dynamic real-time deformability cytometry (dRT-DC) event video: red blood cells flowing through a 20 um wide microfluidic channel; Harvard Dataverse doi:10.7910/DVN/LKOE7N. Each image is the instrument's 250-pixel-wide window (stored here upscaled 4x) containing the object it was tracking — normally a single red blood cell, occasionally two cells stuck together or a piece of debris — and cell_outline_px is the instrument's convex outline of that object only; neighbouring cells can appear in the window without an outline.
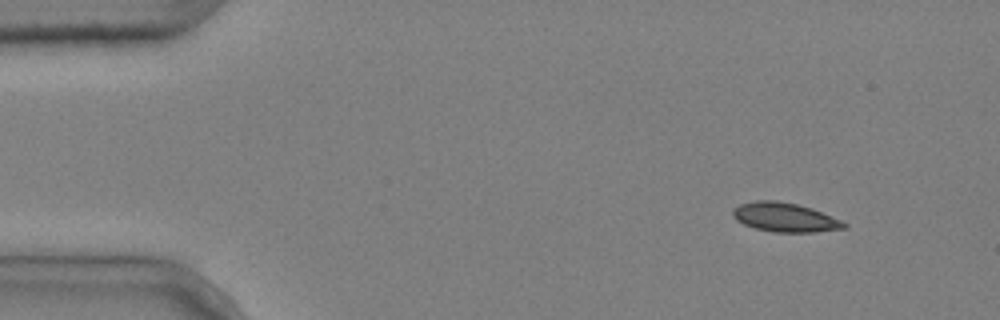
{"species": "common noctule bat (a hibernating species)", "species_latin": "Nyctalus noctula", "temperature_condition": "cold", "stored_images_in_passage": 8, "camera_frame_rate_fps": 3000, "um_per_image_px": 0.085, "animal": {"sex": "male", "body_mass_g": 20.4}, "frame": {"image": 1, "passage_image": 1, "time_ms": 0.0, "image_size_px": [1000, 320], "cell_outline_px": [[848, 228], [816, 232], [772, 232], [756, 228], [744, 224], [736, 220], [732, 216], [732, 208], [740, 204], [756, 200], [776, 200], [796, 204], [812, 208], [840, 220], [848, 224]], "centroid_in_image_um": [66.7, 18.47], "position_along_channel_um": 18.3, "area_um2": 18.96}}
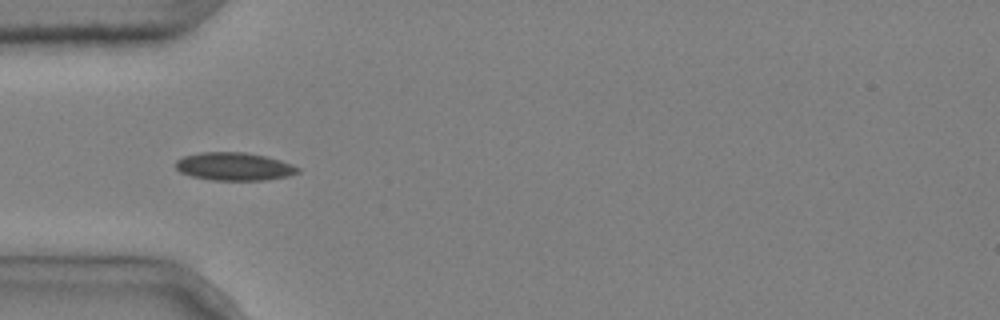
{"frame": {"image": 2, "passage_image": 4, "time_ms": 1.0, "image_size_px": [1000, 320], "cell_outline_px": [[300, 172], [288, 176], [268, 180], [212, 180], [192, 176], [180, 172], [176, 168], [176, 160], [184, 156], [200, 152], [244, 152], [264, 156], [280, 160], [292, 164], [300, 168]], "centroid_in_image_um": [19.92, 14.15], "position_along_channel_um": 65.1, "area_um2": 19.94}}
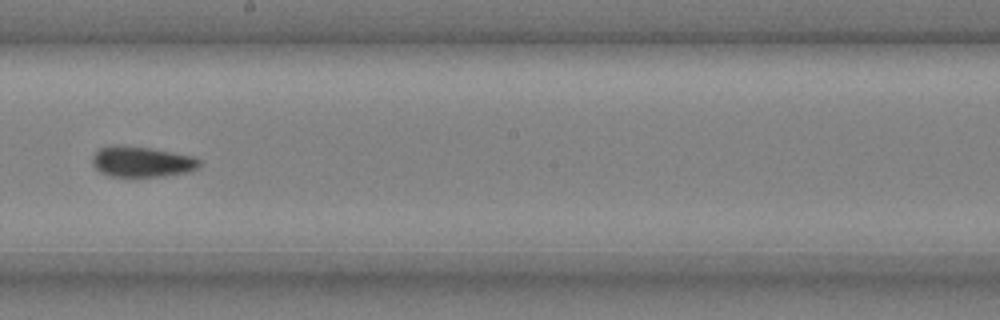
{"frame": {"image": 3, "passage_image": 8, "time_ms": 2.333, "image_size_px": [1000, 320], "cell_outline_px": [[200, 168], [192, 172], [164, 176], [108, 176], [100, 172], [92, 164], [92, 156], [100, 148], [120, 144], [152, 148], [192, 156], [200, 160]], "centroid_in_image_um": [12.08, 13.75], "position_along_channel_um": 236.1, "area_um2": 19.31}}